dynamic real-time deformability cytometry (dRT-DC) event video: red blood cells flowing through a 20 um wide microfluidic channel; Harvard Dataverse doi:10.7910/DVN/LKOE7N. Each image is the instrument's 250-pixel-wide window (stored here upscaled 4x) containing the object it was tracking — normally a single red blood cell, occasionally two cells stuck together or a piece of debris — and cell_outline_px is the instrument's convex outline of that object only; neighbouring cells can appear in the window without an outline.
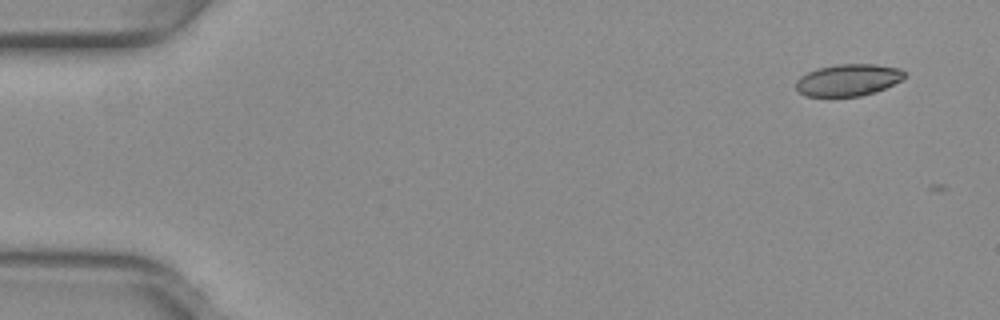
{"species": "common noctule bat (a hibernating species)", "species_latin": "Nyctalus noctula", "temperature_condition": "warm", "stored_images_in_passage": 3, "camera_frame_rate_fps": 3000, "um_per_image_px": 0.085, "animal": {"sex": "female", "body_mass_g": 29.2, "forearm_length_mm": 56.3}, "frame": {"image": 1, "passage_image": 1, "time_ms": 0.0, "image_size_px": [1000, 320], "cell_outline_px": [[908, 72], [900, 80], [876, 92], [860, 96], [804, 96], [796, 88], [796, 80], [800, 76], [816, 68], [836, 64], [876, 64], [900, 68]], "centroid_in_image_um": [72.09, 6.79], "position_along_channel_um": 12.9, "area_um2": 20.23}}